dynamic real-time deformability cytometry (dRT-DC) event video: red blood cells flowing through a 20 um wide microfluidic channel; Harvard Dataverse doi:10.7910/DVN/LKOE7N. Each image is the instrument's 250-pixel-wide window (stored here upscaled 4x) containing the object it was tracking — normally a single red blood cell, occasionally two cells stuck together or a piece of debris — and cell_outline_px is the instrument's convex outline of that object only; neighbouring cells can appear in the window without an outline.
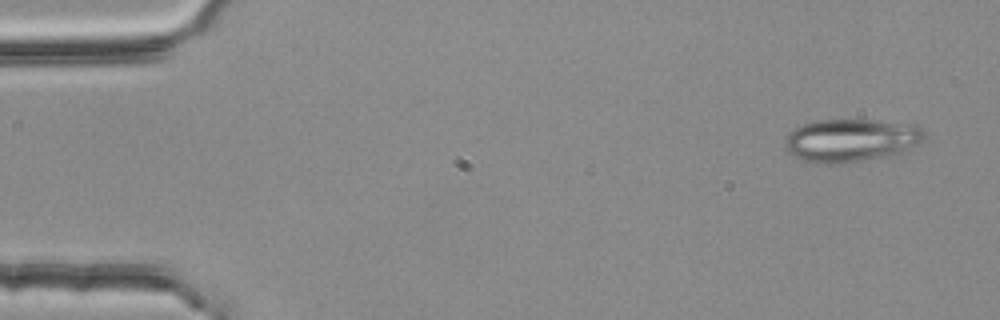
{"species": "common noctule bat (a hibernating species)", "species_latin": "Nyctalus noctula", "temperature_condition": "room temperature", "stored_images_in_passage": 3, "camera_frame_rate_fps": 3000, "um_per_image_px": 0.085, "animal": {"sex": "female", "body_mass_g": 25.1}, "frame": {"image": 1, "passage_image": 1, "time_ms": 0.0, "image_size_px": [1000, 320], "cell_outline_px": [[928, 132], [924, 140], [900, 152], [888, 156], [840, 164], [828, 164], [804, 160], [788, 152], [784, 144], [788, 132], [800, 124], [816, 120], [872, 120], [916, 124], [924, 128]], "centroid_in_image_um": [72.36, 11.9], "position_along_channel_um": 12.6, "area_um2": 35.14}}